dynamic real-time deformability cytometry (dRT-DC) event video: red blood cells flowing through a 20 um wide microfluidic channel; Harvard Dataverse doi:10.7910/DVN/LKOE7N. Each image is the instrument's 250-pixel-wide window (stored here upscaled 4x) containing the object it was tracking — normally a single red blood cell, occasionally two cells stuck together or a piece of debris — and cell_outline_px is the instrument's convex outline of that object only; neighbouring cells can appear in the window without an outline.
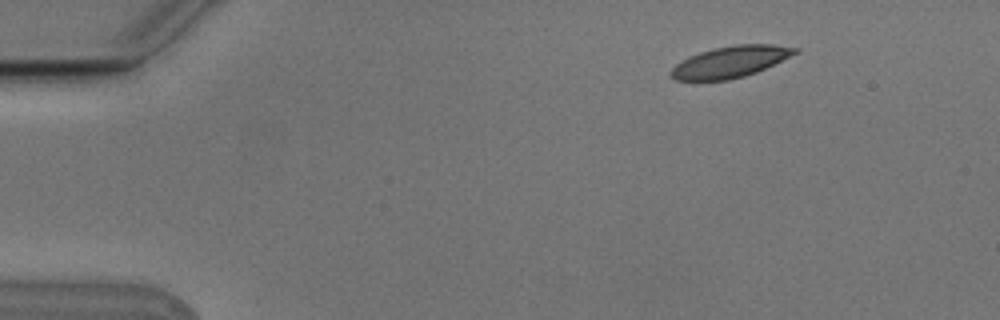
{"species": "Egyptian fruit bat (a non-hibernating species)", "species_latin": "Rousettus aegyptiacus", "temperature_condition": "cold", "stored_images_in_passage": 3, "camera_frame_rate_fps": 3000, "um_per_image_px": 0.085, "animal": {"sex": "male"}, "frame": {"image": 1, "passage_image": 1, "time_ms": 0.0, "image_size_px": [1000, 320], "cell_outline_px": [[800, 52], [756, 72], [744, 76], [728, 80], [676, 80], [668, 76], [668, 72], [676, 64], [700, 52], [712, 48], [736, 44], [772, 44], [800, 48]], "centroid_in_image_um": [62.1, 5.25], "position_along_channel_um": 22.9, "area_um2": 22.66}}